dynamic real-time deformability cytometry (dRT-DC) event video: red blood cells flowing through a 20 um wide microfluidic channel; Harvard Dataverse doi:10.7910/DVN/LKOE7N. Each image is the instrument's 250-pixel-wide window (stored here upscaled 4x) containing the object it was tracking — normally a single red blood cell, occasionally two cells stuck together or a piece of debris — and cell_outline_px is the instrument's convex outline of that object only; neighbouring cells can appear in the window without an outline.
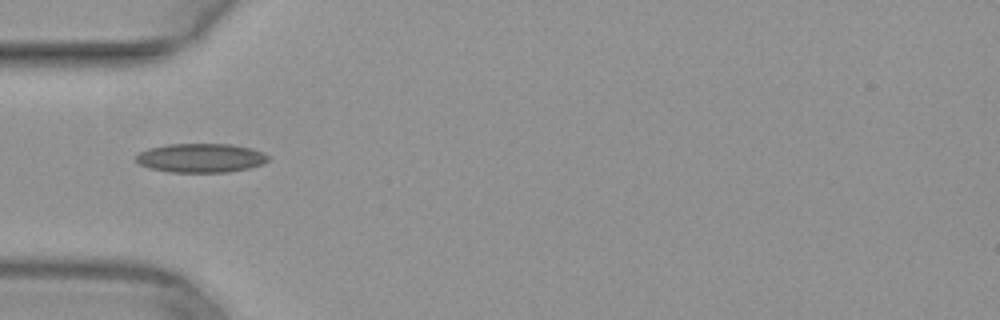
{"species": "common noctule bat (a hibernating species)", "species_latin": "Nyctalus noctula", "temperature_condition": "warm", "stored_images_in_passage": 35, "camera_frame_rate_fps": 3000, "um_per_image_px": 0.085, "animal": {"sex": "female", "body_mass_g": 29.2, "forearm_length_mm": 56.3}, "frame": {"image": 1, "passage_image": 1, "time_ms": 0.0, "image_size_px": [1000, 320], "cell_outline_px": [[268, 160], [260, 164], [248, 168], [228, 172], [168, 172], [152, 168], [140, 164], [136, 160], [136, 156], [140, 152], [148, 148], [168, 144], [232, 144], [252, 148], [264, 152], [268, 156]], "centroid_in_image_um": [17.08, 13.42], "position_along_channel_um": 67.9, "area_um2": 22.25}}
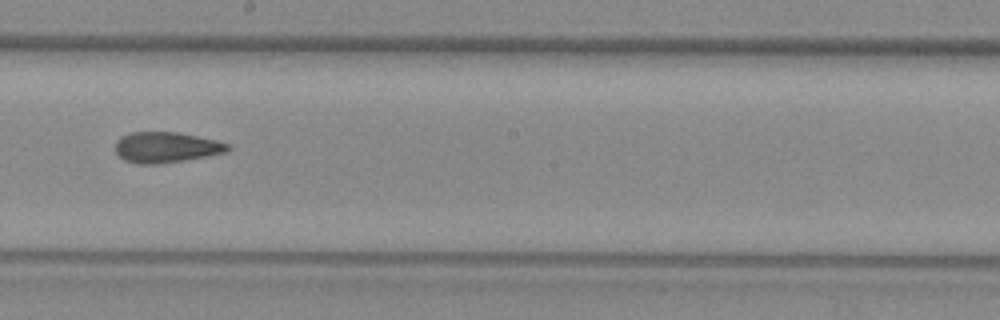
{"frame": {"image": 2, "passage_image": 13, "time_ms": 4.0, "image_size_px": [1000, 320], "cell_outline_px": [[232, 148], [224, 152], [184, 160], [156, 164], [140, 164], [124, 160], [116, 152], [116, 140], [120, 136], [132, 132], [180, 132], [216, 140], [228, 144]], "centroid_in_image_um": [14.1, 12.51], "position_along_channel_um": 234.1, "area_um2": 19.94}}
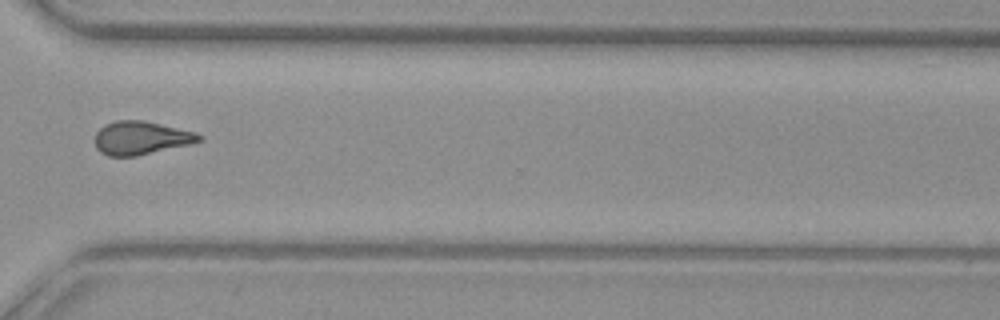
{"frame": {"image": 3, "passage_image": 22, "time_ms": 7.0, "image_size_px": [1000, 320], "cell_outline_px": [[204, 140], [192, 144], [136, 156], [108, 156], [100, 152], [96, 148], [96, 132], [104, 124], [116, 120], [144, 120], [192, 132], [204, 136]], "centroid_in_image_um": [11.98, 11.73], "position_along_channel_um": 358.6, "area_um2": 20.23}}